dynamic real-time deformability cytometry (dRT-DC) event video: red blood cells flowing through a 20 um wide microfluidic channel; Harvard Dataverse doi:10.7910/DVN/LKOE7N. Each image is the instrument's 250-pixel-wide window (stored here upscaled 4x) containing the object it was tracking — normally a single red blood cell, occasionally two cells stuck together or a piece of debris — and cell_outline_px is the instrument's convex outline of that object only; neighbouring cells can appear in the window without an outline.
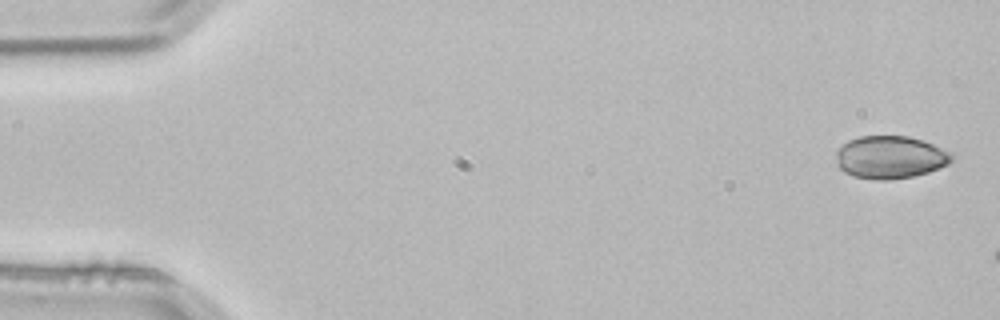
{"species": "common noctule bat (a hibernating species)", "species_latin": "Nyctalus noctula", "temperature_condition": "room temperature", "stored_images_in_passage": 5, "camera_frame_rate_fps": 3000, "um_per_image_px": 0.085, "animal": {"sex": "male", "body_mass_g": 21.5, "forearm_length_mm": 52.0}, "frame": {"image": 1, "passage_image": 1, "time_ms": 0.0, "image_size_px": [1000, 320], "cell_outline_px": [[952, 160], [948, 164], [940, 168], [928, 172], [912, 176], [888, 180], [876, 180], [852, 176], [844, 172], [836, 164], [836, 152], [848, 140], [860, 136], [908, 136], [924, 140], [948, 152], [952, 156]], "centroid_in_image_um": [75.64, 13.37], "position_along_channel_um": 9.4, "area_um2": 28.73}}
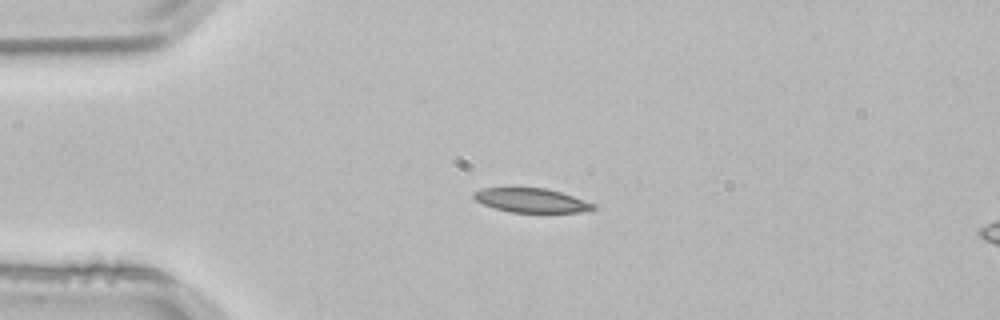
{"frame": {"image": 2, "passage_image": 4, "time_ms": 1.0, "image_size_px": [1000, 320], "cell_outline_px": [[596, 208], [580, 212], [512, 212], [496, 208], [484, 204], [476, 200], [472, 196], [472, 192], [480, 188], [548, 188], [596, 204]], "centroid_in_image_um": [45.15, 17.02], "position_along_channel_um": 39.9, "area_um2": 16.65}}